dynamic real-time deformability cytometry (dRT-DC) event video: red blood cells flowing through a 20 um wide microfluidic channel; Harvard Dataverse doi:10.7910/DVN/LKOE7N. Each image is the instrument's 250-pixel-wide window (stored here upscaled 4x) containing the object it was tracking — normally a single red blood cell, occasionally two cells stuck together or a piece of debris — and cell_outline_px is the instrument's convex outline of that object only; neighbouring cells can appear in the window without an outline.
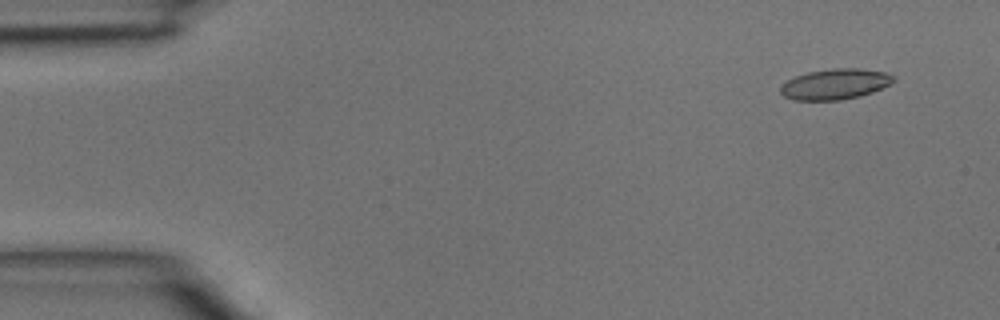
{"species": "common noctule bat (a hibernating species)", "species_latin": "Nyctalus noctula", "temperature_condition": "room temperature", "stored_images_in_passage": 3, "camera_frame_rate_fps": 3000, "um_per_image_px": 0.085, "animal": {"sex": "male", "body_mass_g": 15.6}, "frame": {"image": 1, "passage_image": 1, "time_ms": 0.0, "image_size_px": [1000, 320], "cell_outline_px": [[896, 80], [872, 92], [860, 96], [840, 100], [792, 100], [784, 96], [780, 92], [780, 84], [796, 76], [808, 72], [832, 68], [860, 68], [888, 72], [896, 76]], "centroid_in_image_um": [70.99, 7.14], "position_along_channel_um": 14.0, "area_um2": 20.29}}